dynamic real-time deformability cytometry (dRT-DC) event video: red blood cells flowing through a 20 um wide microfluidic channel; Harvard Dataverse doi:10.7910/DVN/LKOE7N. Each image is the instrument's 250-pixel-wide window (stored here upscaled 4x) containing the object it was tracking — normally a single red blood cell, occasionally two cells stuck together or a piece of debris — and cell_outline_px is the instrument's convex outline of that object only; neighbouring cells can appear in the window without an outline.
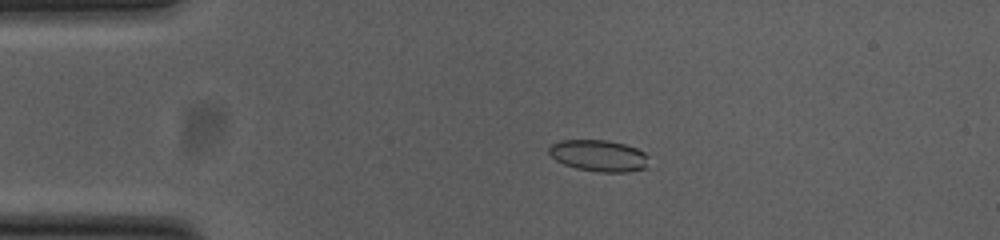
{"species": "common noctule bat (a hibernating species)", "species_latin": "Nyctalus noctula", "temperature_condition": "cold", "stored_images_in_passage": 50, "camera_frame_rate_fps": 3000, "um_per_image_px": 0.085, "animal": {"sex": "female", "body_mass_g": 23.0, "forearm_length_mm": 53.4}, "frame": {"image": 1, "passage_image": 10, "time_ms": 3.0, "image_size_px": [1000, 240], "cell_outline_px": [[648, 164], [644, 168], [628, 172], [600, 172], [576, 168], [564, 164], [556, 160], [548, 152], [548, 148], [552, 144], [560, 140], [608, 140], [624, 144], [636, 148], [644, 152], [648, 156]], "centroid_in_image_um": [50.9, 13.23], "position_along_channel_um": 34.1, "area_um2": 18.32}}
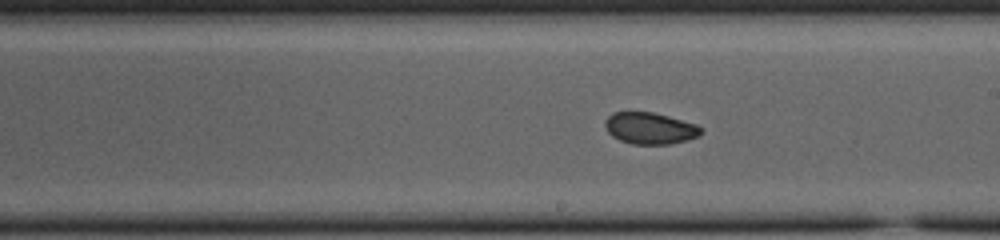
{"frame": {"image": 2, "passage_image": 29, "time_ms": 9.333, "image_size_px": [1000, 240], "cell_outline_px": [[704, 132], [700, 136], [688, 140], [668, 144], [632, 144], [620, 140], [612, 136], [608, 132], [604, 124], [604, 120], [612, 112], [652, 112], [668, 116], [696, 124]], "centroid_in_image_um": [55.24, 10.9], "position_along_channel_um": 233.8, "area_um2": 17.74}}
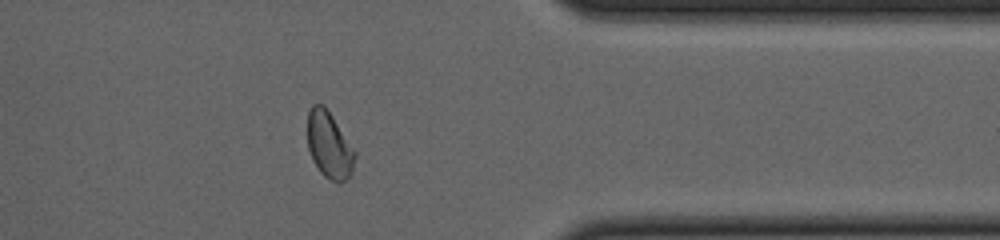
{"frame": {"image": 3, "passage_image": 42, "time_ms": 13.667, "image_size_px": [1000, 240], "cell_outline_px": [[356, 156], [352, 172], [340, 184], [336, 184], [324, 176], [320, 172], [312, 160], [308, 148], [308, 112], [312, 104], [324, 104], [356, 152]], "centroid_in_image_um": [27.98, 12.36], "position_along_channel_um": 383.4, "area_um2": 18.44}}